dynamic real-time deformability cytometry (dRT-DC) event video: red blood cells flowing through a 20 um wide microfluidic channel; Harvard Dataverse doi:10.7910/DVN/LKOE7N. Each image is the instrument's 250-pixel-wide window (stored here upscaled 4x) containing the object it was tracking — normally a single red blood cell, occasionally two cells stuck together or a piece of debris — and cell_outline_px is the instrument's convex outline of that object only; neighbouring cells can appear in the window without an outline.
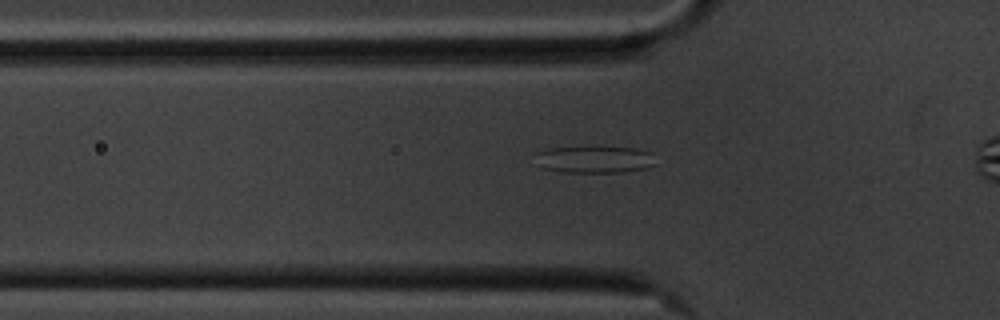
{"species": "common noctule bat (a hibernating species)", "species_latin": "Nyctalus noctula", "temperature_condition": "cold", "stored_images_in_passage": 33, "camera_frame_rate_fps": 3000, "um_per_image_px": 0.085, "animal": {"sex": "male", "body_mass_g": 20.1, "forearm_length_mm": 53.5}, "frame": {"image": 1, "passage_image": 5, "time_ms": 1.333, "image_size_px": [1000, 320], "cell_outline_px": [[656, 164], [648, 168], [624, 172], [560, 172], [544, 168], [532, 152], [548, 148], [592, 144], [636, 148], [652, 152]], "centroid_in_image_um": [50.55, 13.5], "position_along_channel_um": 75.2, "area_um2": 20.06}}
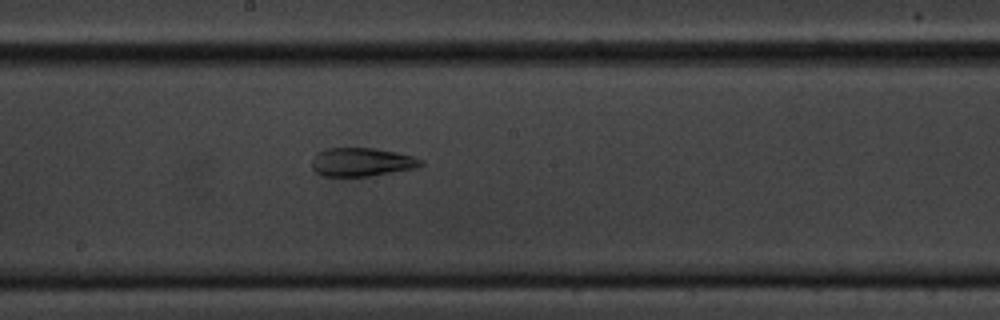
{"frame": {"image": 2, "passage_image": 17, "time_ms": 5.333, "image_size_px": [1000, 320], "cell_outline_px": [[424, 164], [416, 168], [368, 176], [324, 176], [316, 172], [312, 168], [312, 156], [316, 152], [324, 148], [376, 148], [396, 152], [412, 156], [424, 160]], "centroid_in_image_um": [30.72, 13.76], "position_along_channel_um": 217.5, "area_um2": 18.26}}
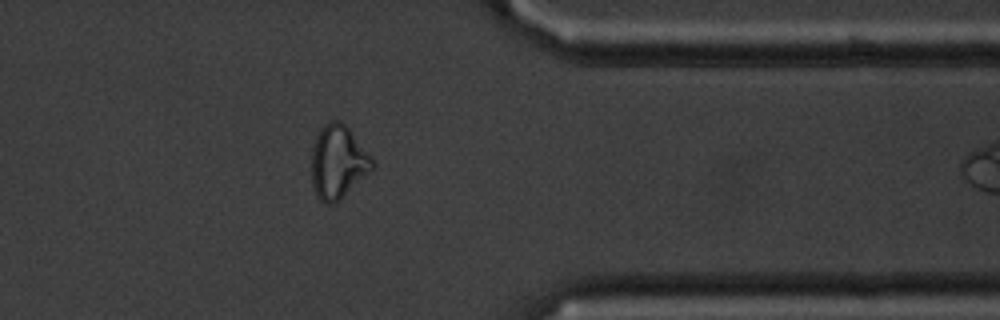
{"frame": {"image": 3, "passage_image": 32, "time_ms": 10.333, "image_size_px": [1000, 320], "cell_outline_px": [[376, 164], [336, 204], [324, 204], [316, 196], [312, 184], [312, 148], [316, 136], [320, 128], [324, 124], [332, 120], [340, 120], [348, 128], [372, 156]], "centroid_in_image_um": [28.71, 13.78], "position_along_channel_um": 382.7, "area_um2": 25.95}}